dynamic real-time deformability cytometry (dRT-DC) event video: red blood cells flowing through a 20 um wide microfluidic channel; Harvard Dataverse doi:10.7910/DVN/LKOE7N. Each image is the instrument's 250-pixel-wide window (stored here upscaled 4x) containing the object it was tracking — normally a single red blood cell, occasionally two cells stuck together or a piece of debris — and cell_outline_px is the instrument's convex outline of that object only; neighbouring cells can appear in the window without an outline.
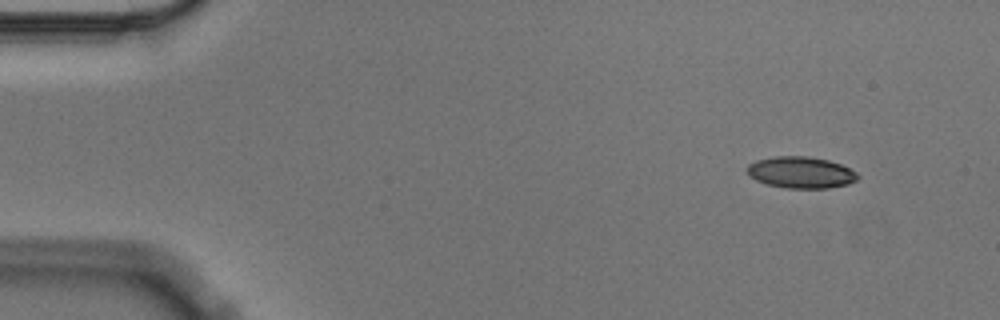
{"species": "Egyptian fruit bat (a non-hibernating species)", "species_latin": "Rousettus aegyptiacus", "temperature_condition": "cold", "stored_images_in_passage": 4, "camera_frame_rate_fps": 3000, "um_per_image_px": 0.085, "animal": {"sex": "male"}, "frame": {"image": 1, "passage_image": 1, "time_ms": 0.0, "image_size_px": [1000, 320], "cell_outline_px": [[860, 176], [856, 180], [848, 184], [828, 188], [788, 188], [768, 184], [756, 180], [748, 176], [748, 164], [756, 160], [772, 156], [808, 156], [828, 160], [840, 164], [856, 172]], "centroid_in_image_um": [68.06, 14.65], "position_along_channel_um": 16.9, "area_um2": 20.29}}
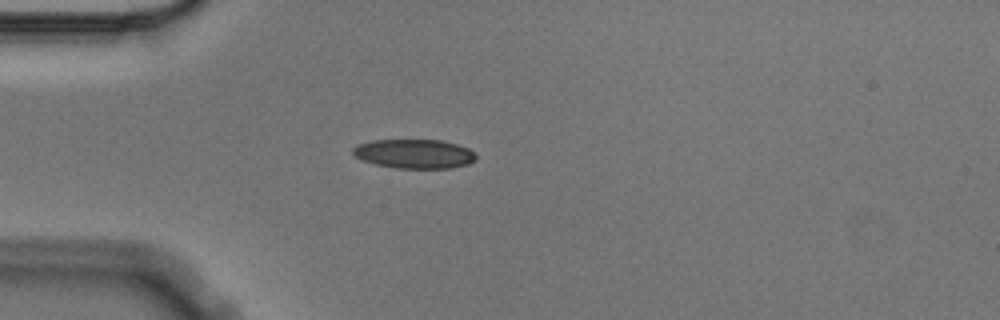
{"frame": {"image": 2, "passage_image": 4, "time_ms": 1.0, "image_size_px": [1000, 320], "cell_outline_px": [[476, 160], [468, 164], [448, 168], [396, 168], [376, 164], [364, 160], [356, 156], [352, 152], [352, 148], [356, 144], [372, 140], [440, 140], [456, 144], [468, 148], [476, 156]], "centroid_in_image_um": [35.2, 13.07], "position_along_channel_um": 49.8, "area_um2": 20.81}}